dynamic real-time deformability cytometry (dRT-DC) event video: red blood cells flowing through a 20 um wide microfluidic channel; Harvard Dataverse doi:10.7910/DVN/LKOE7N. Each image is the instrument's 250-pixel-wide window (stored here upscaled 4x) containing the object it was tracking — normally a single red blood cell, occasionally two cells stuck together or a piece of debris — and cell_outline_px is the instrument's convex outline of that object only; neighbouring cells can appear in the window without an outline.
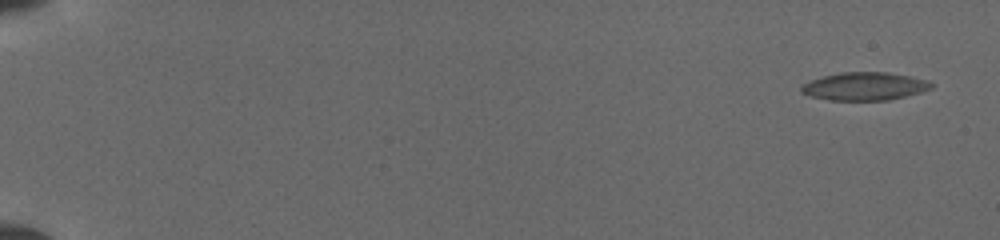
{"species": "common noctule bat (a hibernating species)", "species_latin": "Nyctalus noctula", "temperature_condition": "cold", "stored_images_in_passage": 8, "camera_frame_rate_fps": 3000, "um_per_image_px": 0.085, "animal": {"sex": "female", "body_mass_g": 19.5, "forearm_length_mm": 54.1}, "frame": {"image": 1, "passage_image": 1, "time_ms": 0.0, "image_size_px": [1000, 240], "cell_outline_px": [[932, 88], [920, 92], [888, 100], [828, 100], [812, 96], [800, 92], [800, 84], [824, 76], [840, 72], [884, 72], [908, 76], [928, 80], [932, 84]], "centroid_in_image_um": [73.45, 7.33], "position_along_channel_um": 11.6, "area_um2": 21.04}}
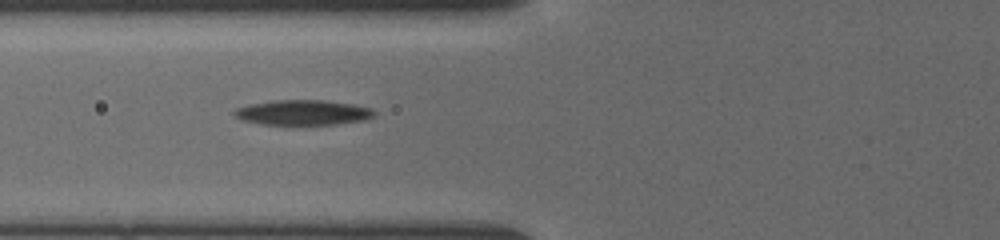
{"frame": {"image": 2, "passage_image": 8, "time_ms": 6.667, "image_size_px": [1000, 240], "cell_outline_px": [[376, 112], [372, 116], [360, 120], [332, 124], [264, 124], [244, 120], [236, 116], [232, 112], [236, 108], [248, 104], [276, 100], [324, 100], [352, 104], [372, 108]], "centroid_in_image_um": [25.72, 9.54], "position_along_channel_um": 100.1, "area_um2": 20.06}}